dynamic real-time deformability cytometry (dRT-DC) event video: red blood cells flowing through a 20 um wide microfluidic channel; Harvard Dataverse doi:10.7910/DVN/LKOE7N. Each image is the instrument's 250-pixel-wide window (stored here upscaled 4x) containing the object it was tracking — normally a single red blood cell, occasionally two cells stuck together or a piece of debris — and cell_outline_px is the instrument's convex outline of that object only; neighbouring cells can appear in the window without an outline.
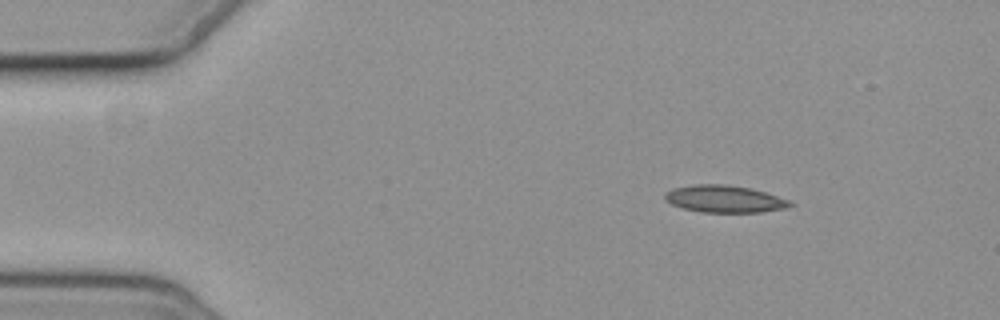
{"species": "common noctule bat (a hibernating species)", "species_latin": "Nyctalus noctula", "temperature_condition": "cold", "stored_images_in_passage": 5, "camera_frame_rate_fps": 3000, "um_per_image_px": 0.085, "animal": {"sex": "female", "body_mass_g": 19.3, "forearm_length_mm": 54.1}, "frame": {"image": 1, "passage_image": 1, "time_ms": 0.0, "image_size_px": [1000, 320], "cell_outline_px": [[792, 204], [784, 208], [760, 212], [704, 212], [684, 208], [672, 204], [664, 196], [672, 188], [692, 184], [724, 184], [752, 188], [788, 200]], "centroid_in_image_um": [61.56, 16.89], "position_along_channel_um": 23.4, "area_um2": 19.42}}
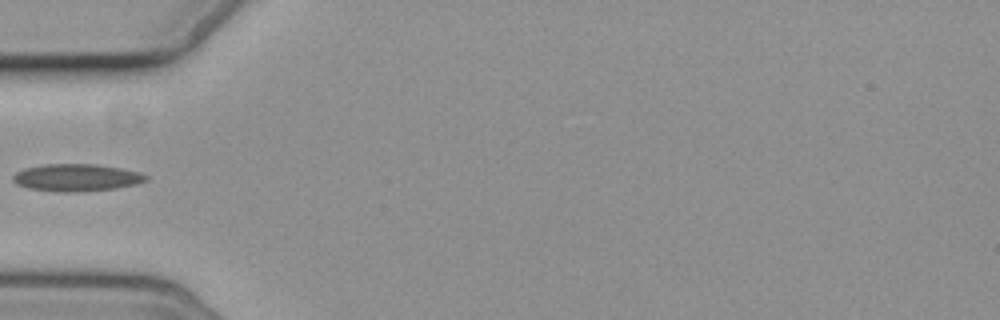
{"frame": {"image": 2, "passage_image": 4, "time_ms": 3.667, "image_size_px": [1000, 320], "cell_outline_px": [[148, 180], [136, 184], [116, 188], [76, 192], [56, 192], [28, 188], [16, 184], [12, 180], [12, 176], [16, 172], [24, 168], [44, 164], [96, 164], [120, 168], [140, 172], [148, 176]], "centroid_in_image_um": [6.48, 15.09], "position_along_channel_um": 78.5, "area_um2": 21.27}}
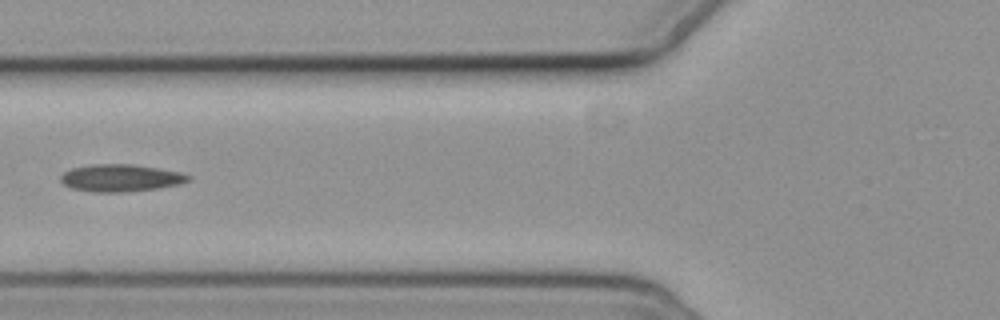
{"frame": {"image": 3, "passage_image": 5, "time_ms": 4.667, "image_size_px": [1000, 320], "cell_outline_px": [[192, 180], [180, 184], [156, 188], [120, 192], [92, 192], [72, 188], [64, 184], [60, 180], [60, 176], [64, 172], [72, 168], [92, 164], [132, 164], [160, 168], [180, 172], [192, 176]], "centroid_in_image_um": [10.28, 15.12], "position_along_channel_um": 115.5, "area_um2": 20.29}}